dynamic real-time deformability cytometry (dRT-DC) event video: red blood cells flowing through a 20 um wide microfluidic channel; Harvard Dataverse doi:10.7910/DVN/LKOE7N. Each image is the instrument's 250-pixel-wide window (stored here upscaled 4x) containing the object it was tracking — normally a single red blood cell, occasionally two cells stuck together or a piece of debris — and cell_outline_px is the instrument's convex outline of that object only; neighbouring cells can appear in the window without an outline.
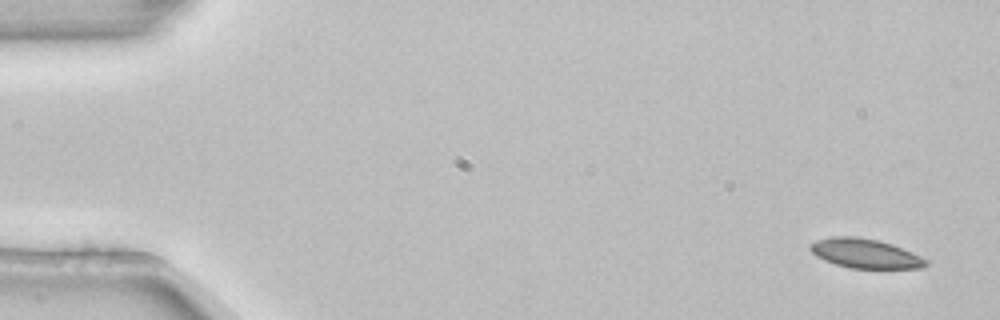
{"species": "common noctule bat (a hibernating species)", "species_latin": "Nyctalus noctula", "temperature_condition": "room temperature", "stored_images_in_passage": 4, "camera_frame_rate_fps": 3000, "um_per_image_px": 0.085, "animal": {"sex": "female", "body_mass_g": 22.7, "forearm_length_mm": 54.2}, "frame": {"image": 1, "passage_image": 1, "time_ms": 0.0, "image_size_px": [1000, 320], "cell_outline_px": [[928, 264], [924, 268], [848, 268], [824, 260], [816, 256], [808, 248], [816, 240], [832, 236], [856, 236], [876, 240], [892, 244], [912, 252], [928, 260]], "centroid_in_image_um": [73.54, 21.54], "position_along_channel_um": 11.5, "area_um2": 19.77}}
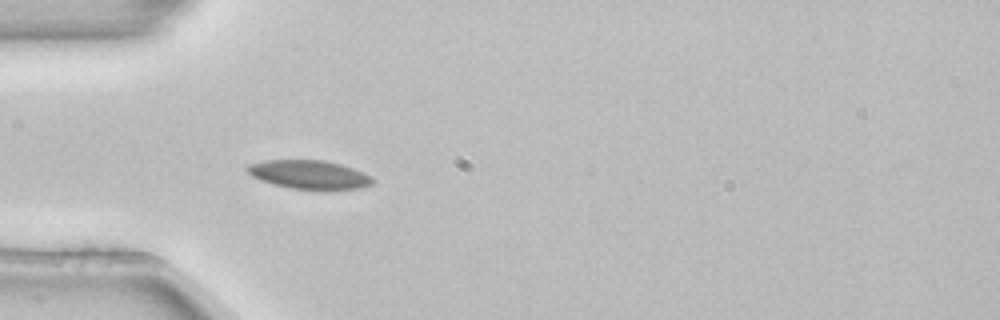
{"frame": {"image": 2, "passage_image": 4, "time_ms": 1.0, "image_size_px": [1000, 320], "cell_outline_px": [[372, 184], [360, 188], [324, 192], [292, 188], [272, 184], [260, 180], [252, 176], [244, 168], [248, 164], [264, 160], [324, 160], [340, 164], [364, 172], [372, 176]], "centroid_in_image_um": [26.29, 14.87], "position_along_channel_um": 58.7, "area_um2": 21.56}}